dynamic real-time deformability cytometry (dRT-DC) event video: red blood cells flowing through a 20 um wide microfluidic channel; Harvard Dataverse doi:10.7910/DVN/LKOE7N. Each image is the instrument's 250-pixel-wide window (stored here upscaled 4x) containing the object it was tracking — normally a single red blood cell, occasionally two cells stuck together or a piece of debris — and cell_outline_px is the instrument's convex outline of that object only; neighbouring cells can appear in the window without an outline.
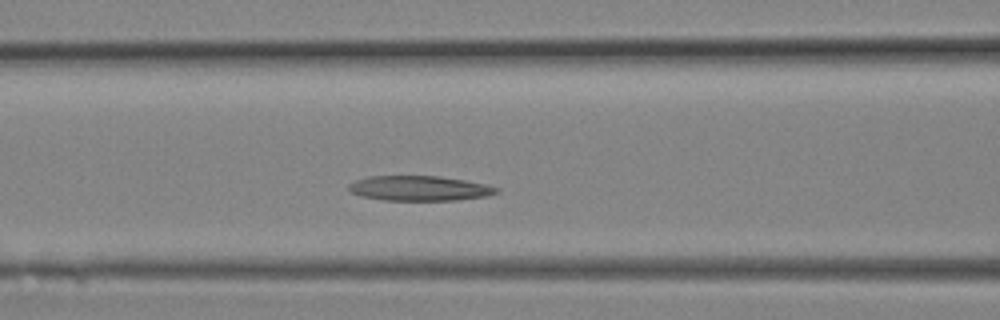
{"species": "Egyptian fruit bat (a non-hibernating species)", "species_latin": "Rousettus aegyptiacus", "temperature_condition": "room temperature", "stored_images_in_passage": 6, "camera_frame_rate_fps": 3000, "um_per_image_px": 0.085, "animal": {"sex": "female"}, "frame": {"image": 1, "passage_image": 6, "time_ms": 1.667, "image_size_px": [1000, 320], "cell_outline_px": [[500, 192], [488, 196], [456, 200], [384, 200], [360, 196], [352, 192], [348, 188], [348, 184], [356, 180], [368, 176], [440, 176], [464, 180], [484, 184], [500, 188]], "centroid_in_image_um": [35.66, 16.0], "position_along_channel_um": 130.9, "area_um2": 21.5}}